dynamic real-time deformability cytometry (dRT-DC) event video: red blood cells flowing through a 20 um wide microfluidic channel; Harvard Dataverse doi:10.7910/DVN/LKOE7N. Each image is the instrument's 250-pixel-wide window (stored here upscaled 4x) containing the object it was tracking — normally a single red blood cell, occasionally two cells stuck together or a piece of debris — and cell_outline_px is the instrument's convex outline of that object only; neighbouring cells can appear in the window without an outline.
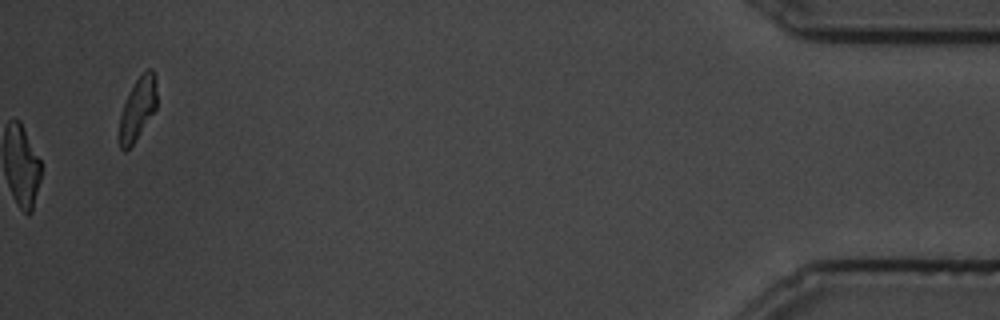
{"species": "common noctule bat (a hibernating species)", "species_latin": "Nyctalus noctula", "temperature_condition": "cold", "stored_images_in_passage": 78, "camera_frame_rate_fps": 3000, "um_per_image_px": 0.085, "animal": {"sex": "male", "body_mass_g": 19.5, "forearm_length_mm": 54.6}, "frame": {"image": 1, "passage_image": 78, "time_ms": 25.667, "image_size_px": [1000, 320], "cell_outline_px": [[156, 108], [132, 144], [124, 152], [120, 148], [120, 116], [128, 92], [136, 80], [148, 68], [152, 68], [156, 80]], "centroid_in_image_um": [11.71, 9.2], "position_along_channel_um": 423.5, "area_um2": 13.24}}